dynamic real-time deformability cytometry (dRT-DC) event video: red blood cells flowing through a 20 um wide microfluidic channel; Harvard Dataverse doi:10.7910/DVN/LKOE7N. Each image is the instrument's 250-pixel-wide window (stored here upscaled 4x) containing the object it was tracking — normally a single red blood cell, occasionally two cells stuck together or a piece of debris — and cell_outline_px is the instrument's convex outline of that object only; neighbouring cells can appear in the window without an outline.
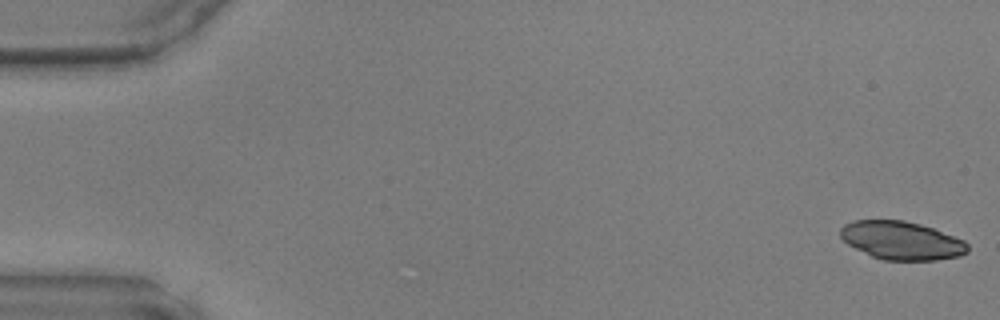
{"species": "common noctule bat (a hibernating species)", "species_latin": "Nyctalus noctula", "temperature_condition": "warm", "stored_images_in_passage": 42, "camera_frame_rate_fps": 3000, "um_per_image_px": 0.085, "animal": {"sex": "male", "body_mass_g": 17.9, "forearm_length_mm": 54.2}, "frame": {"image": 1, "passage_image": 1, "time_ms": 0.0, "image_size_px": [1000, 320], "cell_outline_px": [[968, 252], [960, 256], [936, 260], [884, 260], [872, 256], [848, 244], [840, 236], [840, 228], [844, 224], [852, 220], [904, 220], [920, 224], [932, 228], [964, 240], [968, 244]], "centroid_in_image_um": [76.63, 20.44], "position_along_channel_um": 8.4, "area_um2": 28.32}}
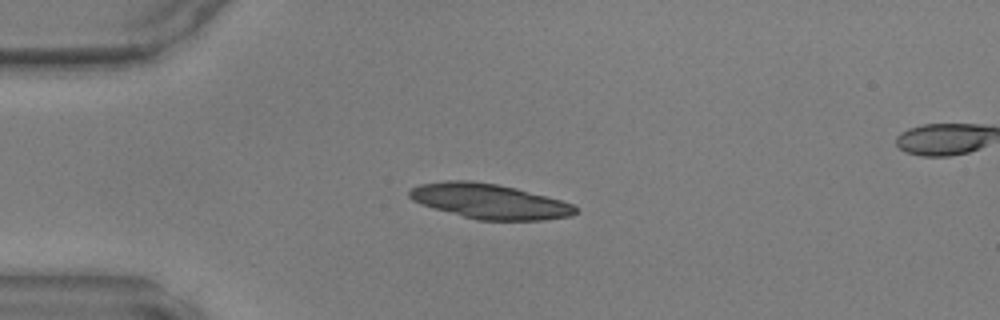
{"frame": {"image": 2, "passage_image": 12, "time_ms": 3.667, "image_size_px": [1000, 320], "cell_outline_px": [[576, 212], [572, 216], [544, 220], [476, 220], [432, 208], [420, 204], [412, 200], [408, 196], [408, 192], [412, 188], [420, 184], [444, 180], [468, 180], [496, 184], [516, 188], [560, 200], [572, 204], [576, 208]], "centroid_in_image_um": [41.56, 17.11], "position_along_channel_um": 43.4, "area_um2": 33.81}}